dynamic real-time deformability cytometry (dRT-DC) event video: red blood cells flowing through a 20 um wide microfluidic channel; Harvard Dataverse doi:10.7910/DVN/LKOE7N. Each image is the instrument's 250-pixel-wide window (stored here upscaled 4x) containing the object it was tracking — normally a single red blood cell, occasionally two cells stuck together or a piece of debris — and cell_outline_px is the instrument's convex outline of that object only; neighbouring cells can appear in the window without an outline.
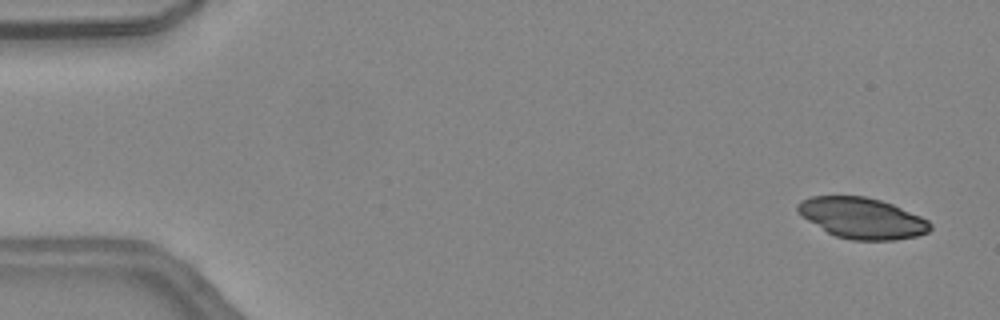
{"species": "common noctule bat (a hibernating species)", "species_latin": "Nyctalus noctula", "temperature_condition": "warm", "stored_images_in_passage": 44, "camera_frame_rate_fps": 3000, "um_per_image_px": 0.085, "animal": {"sex": "female", "body_mass_g": 24.6, "forearm_length_mm": 56.2}, "frame": {"image": 1, "passage_image": 1, "time_ms": 0.0, "image_size_px": [1000, 320], "cell_outline_px": [[932, 228], [928, 232], [916, 236], [896, 240], [852, 240], [836, 236], [828, 232], [808, 220], [796, 212], [796, 204], [800, 200], [812, 196], [864, 196], [880, 200], [892, 204], [920, 216], [928, 220], [932, 224]], "centroid_in_image_um": [73.27, 18.53], "position_along_channel_um": 11.7, "area_um2": 31.5}}